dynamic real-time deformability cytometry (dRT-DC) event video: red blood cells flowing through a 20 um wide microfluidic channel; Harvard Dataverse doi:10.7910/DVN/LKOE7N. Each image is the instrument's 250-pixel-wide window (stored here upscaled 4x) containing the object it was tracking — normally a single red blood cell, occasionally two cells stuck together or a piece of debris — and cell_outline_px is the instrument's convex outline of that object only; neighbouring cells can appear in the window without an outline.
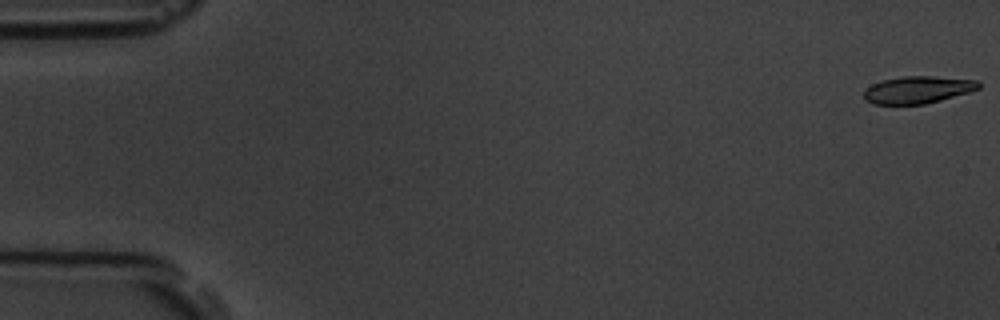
{"species": "common noctule bat (a hibernating species)", "species_latin": "Nyctalus noctula", "temperature_condition": "room temperature", "stored_images_in_passage": 10, "camera_frame_rate_fps": 3000, "um_per_image_px": 0.085, "animal": {"sex": "male", "body_mass_g": 19.5, "forearm_length_mm": 54.6}, "frame": {"image": 1, "passage_image": 1, "time_ms": 0.0, "image_size_px": [1000, 320], "cell_outline_px": [[980, 88], [968, 92], [940, 100], [924, 104], [872, 104], [864, 100], [864, 92], [872, 84], [880, 80], [904, 76], [932, 76], [980, 80]], "centroid_in_image_um": [78.0, 7.62], "position_along_channel_um": 7.0, "area_um2": 18.21}}
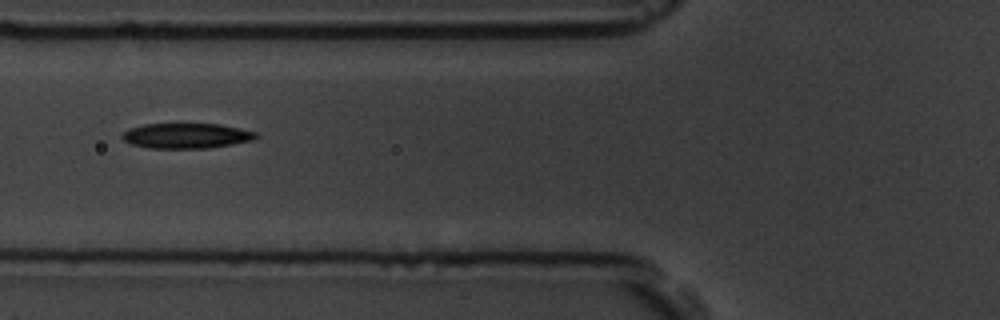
{"frame": {"image": 2, "passage_image": 7, "time_ms": 6.667, "image_size_px": [1000, 320], "cell_outline_px": [[260, 136], [252, 140], [232, 144], [208, 148], [148, 148], [132, 144], [124, 140], [120, 136], [128, 128], [144, 124], [220, 124], [240, 128], [256, 132]], "centroid_in_image_um": [15.84, 11.54], "position_along_channel_um": 110.0, "area_um2": 19.65}}
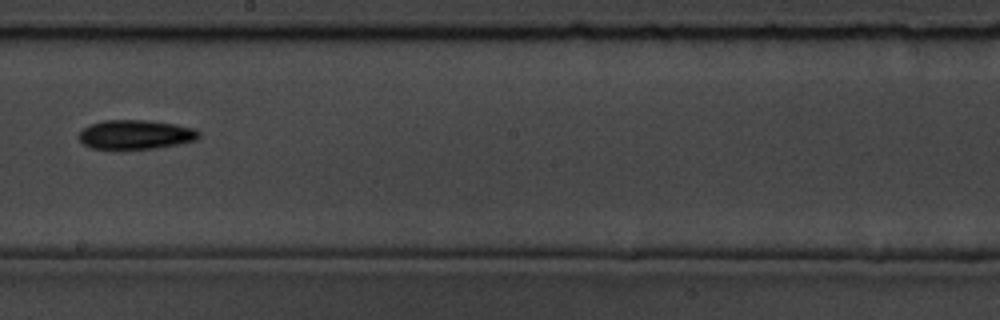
{"frame": {"image": 3, "passage_image": 10, "time_ms": 10.0, "image_size_px": [1000, 320], "cell_outline_px": [[200, 136], [196, 140], [156, 148], [92, 148], [84, 144], [76, 136], [84, 128], [92, 124], [104, 120], [148, 120], [176, 124], [192, 128], [200, 132]], "centroid_in_image_um": [11.53, 11.42], "position_along_channel_um": 236.7, "area_um2": 20.17}}